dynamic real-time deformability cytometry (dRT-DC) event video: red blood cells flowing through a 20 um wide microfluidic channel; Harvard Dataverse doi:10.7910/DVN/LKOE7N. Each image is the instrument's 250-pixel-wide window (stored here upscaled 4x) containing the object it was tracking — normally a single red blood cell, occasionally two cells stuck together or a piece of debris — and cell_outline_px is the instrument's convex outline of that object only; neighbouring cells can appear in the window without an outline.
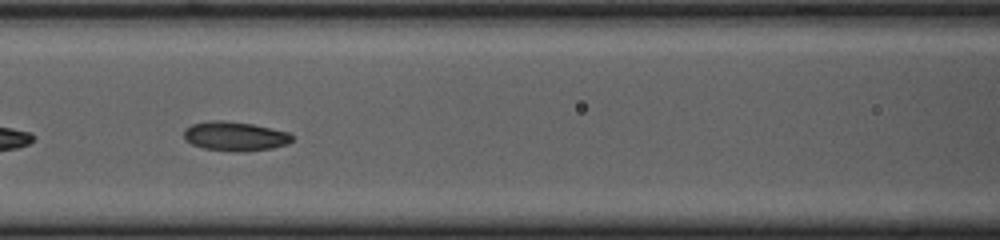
{"species": "common noctule bat (a hibernating species)", "species_latin": "Nyctalus noctula", "temperature_condition": "cold", "stored_images_in_passage": 15, "camera_frame_rate_fps": 3000, "um_per_image_px": 0.085, "animal": {"sex": "female", "body_mass_g": 23.0, "forearm_length_mm": 53.4}, "frame": {"image": 1, "passage_image": 13, "time_ms": 4.0, "image_size_px": [1000, 240], "cell_outline_px": [[296, 136], [288, 144], [272, 148], [240, 152], [236, 152], [204, 148], [192, 144], [184, 140], [184, 128], [192, 124], [212, 120], [224, 120], [252, 124], [288, 132]], "centroid_in_image_um": [19.98, 11.58], "position_along_channel_um": 146.6, "area_um2": 18.55}}